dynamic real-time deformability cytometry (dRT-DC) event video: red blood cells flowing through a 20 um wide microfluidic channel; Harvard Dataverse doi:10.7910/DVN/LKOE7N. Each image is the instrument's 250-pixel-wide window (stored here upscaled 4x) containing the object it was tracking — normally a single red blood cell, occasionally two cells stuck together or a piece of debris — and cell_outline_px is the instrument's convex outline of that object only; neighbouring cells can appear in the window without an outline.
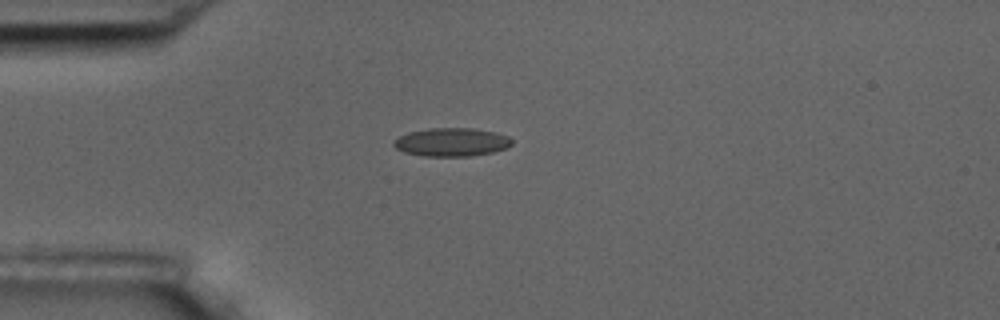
{"species": "common noctule bat (a hibernating species)", "species_latin": "Nyctalus noctula", "temperature_condition": "room temperature", "stored_images_in_passage": 4, "camera_frame_rate_fps": 3000, "um_per_image_px": 0.085, "animal": {"sex": "male", "body_mass_g": 17.5, "forearm_length_mm": 52.3}, "frame": {"image": 1, "passage_image": 4, "time_ms": 4.333, "image_size_px": [1000, 320], "cell_outline_px": [[512, 144], [508, 148], [492, 152], [472, 156], [424, 156], [404, 152], [396, 148], [392, 144], [400, 136], [408, 132], [428, 128], [472, 128], [496, 132], [508, 136], [512, 140]], "centroid_in_image_um": [38.41, 12.08], "position_along_channel_um": 46.6, "area_um2": 19.59}}